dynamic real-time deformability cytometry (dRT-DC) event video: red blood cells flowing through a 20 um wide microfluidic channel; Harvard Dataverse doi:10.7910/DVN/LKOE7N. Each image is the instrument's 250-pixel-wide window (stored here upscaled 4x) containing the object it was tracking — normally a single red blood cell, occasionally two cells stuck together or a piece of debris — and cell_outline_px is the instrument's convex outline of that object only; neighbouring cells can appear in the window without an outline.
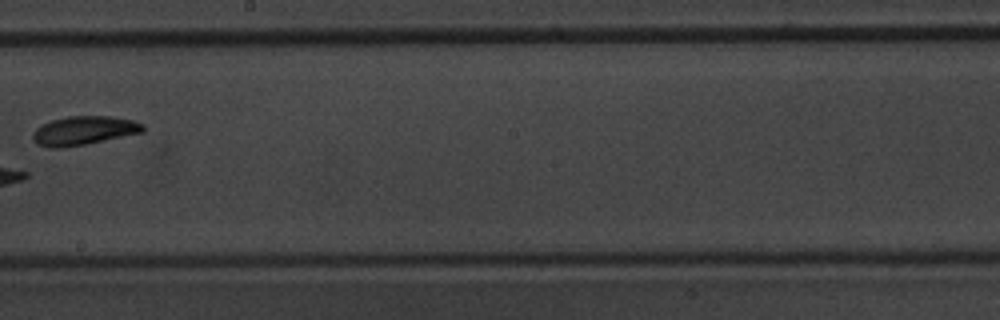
{"species": "common noctule bat (a hibernating species)", "species_latin": "Nyctalus noctula", "temperature_condition": "warm", "stored_images_in_passage": 10, "camera_frame_rate_fps": 3000, "um_per_image_px": 0.085, "animal": {"sex": "male", "body_mass_g": 20.1, "forearm_length_mm": 53.5}, "frame": {"image": 1, "passage_image": 9, "time_ms": 13.0, "image_size_px": [1000, 320], "cell_outline_px": [[144, 132], [84, 144], [52, 148], [48, 148], [36, 144], [32, 140], [32, 132], [40, 124], [52, 120], [68, 116], [108, 116], [132, 120], [144, 124]], "centroid_in_image_um": [7.08, 11.09], "position_along_channel_um": 241.1, "area_um2": 18.44}}